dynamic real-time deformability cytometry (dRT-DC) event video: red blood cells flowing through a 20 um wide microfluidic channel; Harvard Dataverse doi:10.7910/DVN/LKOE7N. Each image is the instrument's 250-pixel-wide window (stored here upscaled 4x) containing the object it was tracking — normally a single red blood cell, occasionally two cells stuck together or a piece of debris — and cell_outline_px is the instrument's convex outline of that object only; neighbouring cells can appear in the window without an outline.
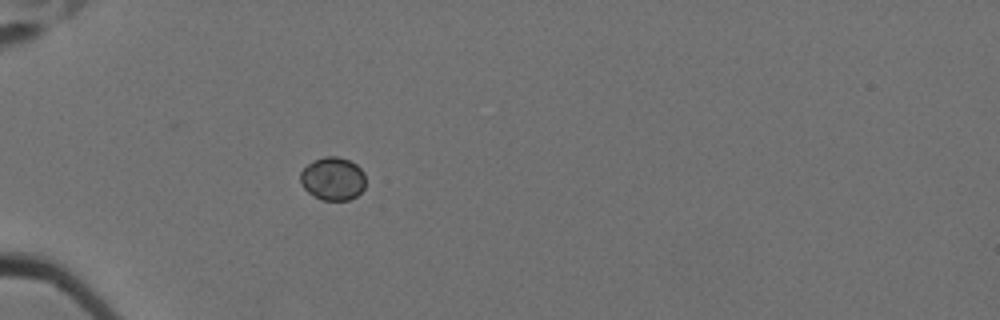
{"species": "Egyptian fruit bat (a non-hibernating species)", "species_latin": "Rousettus aegyptiacus", "temperature_condition": "cold", "stored_images_in_passage": 41, "camera_frame_rate_fps": 3000, "um_per_image_px": 0.085, "animal": {"sex": "female"}, "frame": {"image": 1, "passage_image": 1, "time_ms": 0.0, "image_size_px": [1000, 320], "cell_outline_px": [[364, 188], [356, 196], [348, 200], [320, 200], [308, 192], [304, 188], [300, 180], [300, 172], [312, 160], [324, 156], [340, 156], [356, 164], [364, 172]], "centroid_in_image_um": [28.28, 15.18], "position_along_channel_um": 56.7, "area_um2": 16.47}}
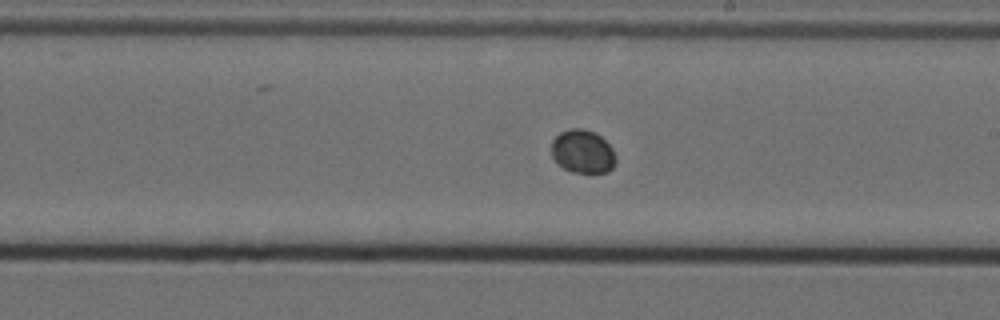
{"frame": {"image": 2, "passage_image": 18, "time_ms": 5.667, "image_size_px": [1000, 320], "cell_outline_px": [[616, 160], [612, 168], [608, 172], [588, 176], [572, 172], [564, 168], [552, 156], [552, 140], [560, 132], [568, 128], [584, 128], [596, 132], [612, 148], [616, 156]], "centroid_in_image_um": [49.55, 12.91], "position_along_channel_um": 239.4, "area_um2": 16.76}}
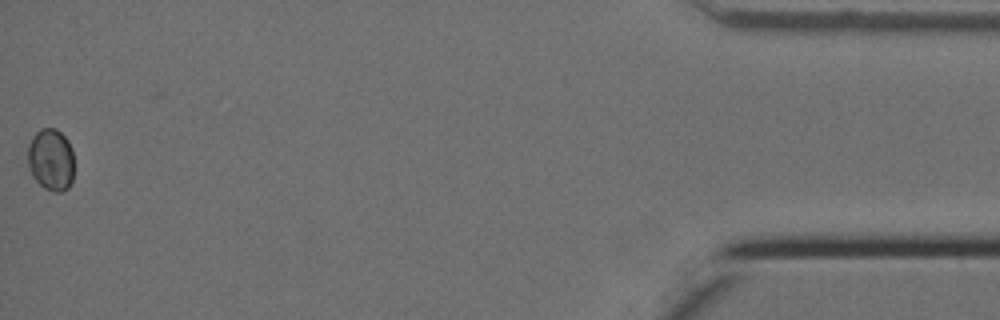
{"frame": {"image": 3, "passage_image": 41, "time_ms": 13.333, "image_size_px": [1000, 320], "cell_outline_px": [[72, 180], [68, 188], [60, 192], [52, 192], [44, 188], [32, 176], [28, 164], [28, 144], [32, 136], [40, 128], [56, 128], [68, 140], [72, 148]], "centroid_in_image_um": [4.31, 13.56], "position_along_channel_um": 430.9, "area_um2": 16.82}}